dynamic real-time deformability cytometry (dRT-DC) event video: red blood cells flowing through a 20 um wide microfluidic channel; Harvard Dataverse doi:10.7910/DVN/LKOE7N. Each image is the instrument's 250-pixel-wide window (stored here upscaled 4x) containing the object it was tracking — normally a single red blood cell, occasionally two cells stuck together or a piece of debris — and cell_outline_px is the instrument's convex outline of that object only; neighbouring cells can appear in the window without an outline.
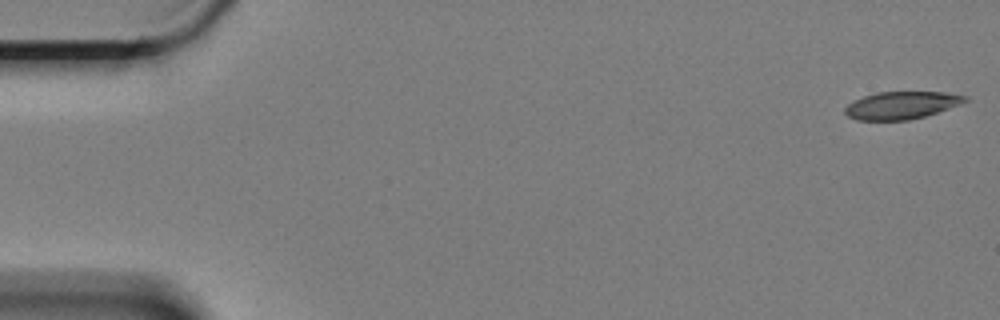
{"species": "Egyptian fruit bat (a non-hibernating species)", "species_latin": "Rousettus aegyptiacus", "temperature_condition": "cold", "stored_images_in_passage": 55, "camera_frame_rate_fps": 3000, "um_per_image_px": 0.085, "animal": {"sex": "female"}, "frame": {"image": 1, "passage_image": 1, "time_ms": 0.0, "image_size_px": [1000, 320], "cell_outline_px": [[968, 100], [960, 104], [924, 116], [908, 120], [856, 120], [848, 116], [844, 112], [844, 108], [852, 100], [876, 92], [944, 92], [968, 96]], "centroid_in_image_um": [76.59, 8.94], "position_along_channel_um": 8.4, "area_um2": 19.19}}
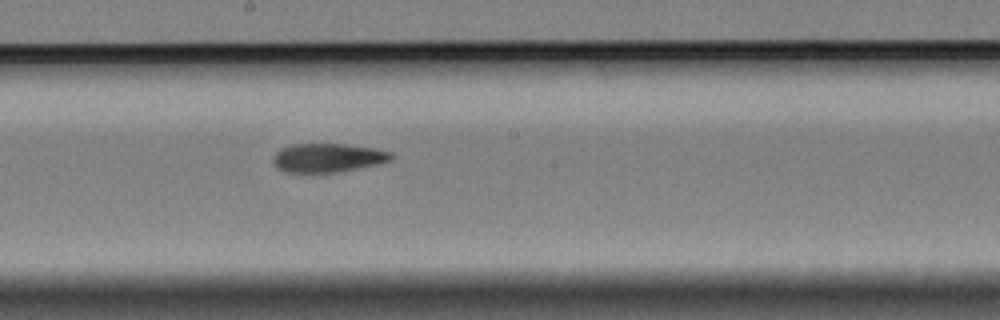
{"frame": {"image": 2, "passage_image": 32, "time_ms": 10.333, "image_size_px": [1000, 320], "cell_outline_px": [[392, 160], [380, 164], [340, 172], [312, 176], [284, 172], [276, 168], [272, 160], [272, 156], [280, 148], [292, 144], [344, 144], [372, 148], [392, 152]], "centroid_in_image_um": [27.79, 13.47], "position_along_channel_um": 220.4, "area_um2": 20.81}}
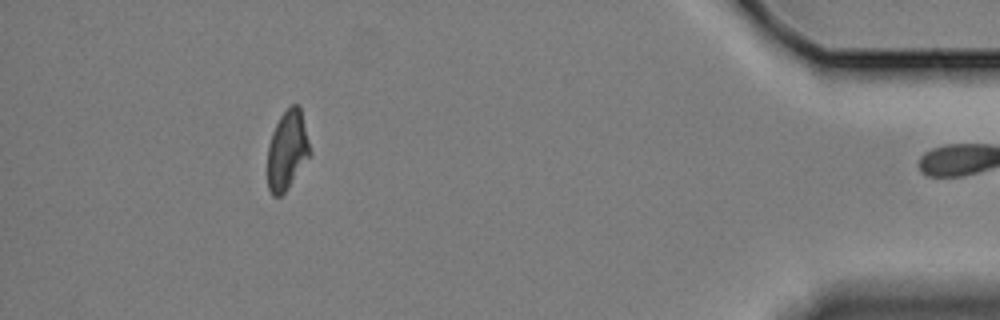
{"frame": {"image": 3, "passage_image": 54, "time_ms": 17.667, "image_size_px": [1000, 320], "cell_outline_px": [[312, 152], [284, 192], [280, 196], [272, 196], [268, 188], [268, 144], [272, 132], [280, 116], [292, 104], [300, 104]], "centroid_in_image_um": [24.42, 12.73], "position_along_channel_um": 410.8, "area_um2": 19.48}}